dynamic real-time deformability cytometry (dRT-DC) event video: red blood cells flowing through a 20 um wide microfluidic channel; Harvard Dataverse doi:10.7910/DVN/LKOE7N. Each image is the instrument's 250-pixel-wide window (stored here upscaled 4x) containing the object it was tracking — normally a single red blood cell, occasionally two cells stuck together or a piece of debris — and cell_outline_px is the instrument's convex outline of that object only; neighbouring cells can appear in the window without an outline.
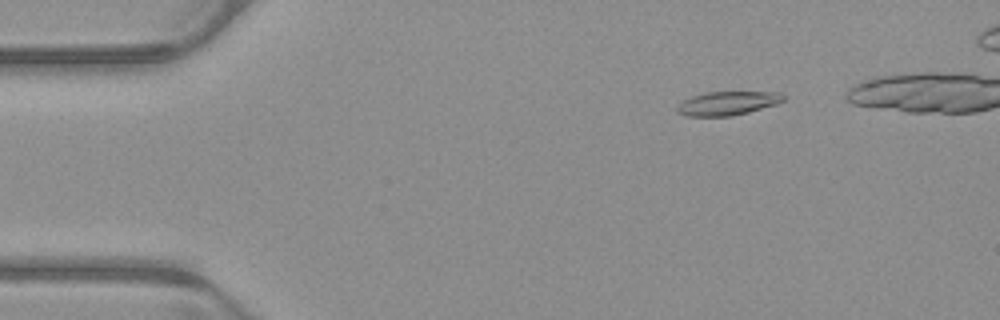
{"species": "common noctule bat (a hibernating species)", "species_latin": "Nyctalus noctula", "temperature_condition": "warm", "stored_images_in_passage": 43, "camera_frame_rate_fps": 3000, "um_per_image_px": 0.085, "animal": {"sex": "male", "body_mass_g": 23.1, "forearm_length_mm": 52.7}, "frame": {"image": 1, "passage_image": 5, "time_ms": 1.333, "image_size_px": [1000, 320], "cell_outline_px": [[784, 100], [776, 104], [748, 112], [732, 116], [688, 116], [676, 112], [676, 108], [684, 100], [692, 96], [704, 92], [780, 92], [784, 96]], "centroid_in_image_um": [61.83, 8.78], "position_along_channel_um": 23.2, "area_um2": 14.62}}
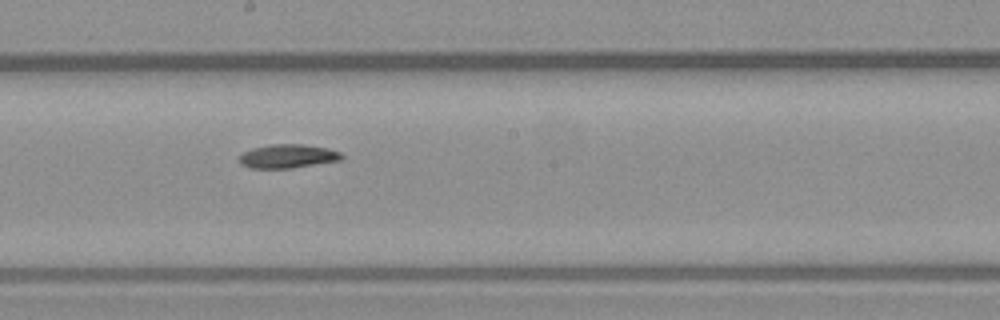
{"frame": {"image": 2, "passage_image": 26, "time_ms": 8.333, "image_size_px": [1000, 320], "cell_outline_px": [[344, 156], [340, 160], [292, 168], [248, 168], [240, 164], [240, 156], [244, 152], [252, 148], [268, 144], [304, 144], [328, 148], [340, 152]], "centroid_in_image_um": [24.45, 13.27], "position_along_channel_um": 223.7, "area_um2": 14.22}}
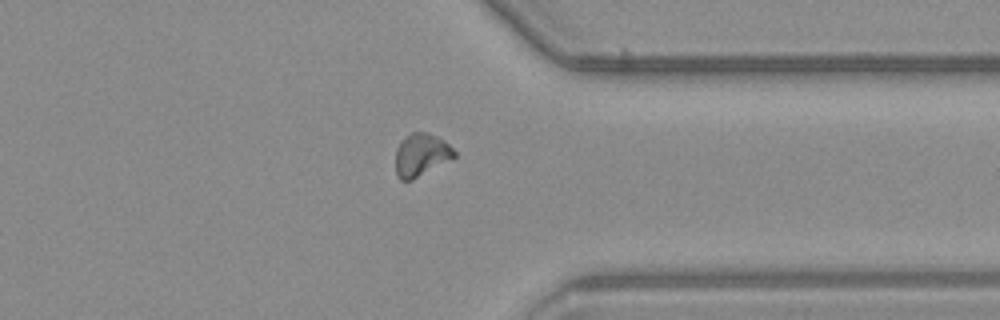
{"frame": {"image": 3, "passage_image": 38, "time_ms": 12.333, "image_size_px": [1000, 320], "cell_outline_px": [[456, 156], [412, 180], [400, 180], [396, 176], [396, 148], [400, 140], [412, 132], [428, 132], [444, 140], [456, 152]], "centroid_in_image_um": [35.77, 13.15], "position_along_channel_um": 375.6, "area_um2": 14.57}, "authors_computed_cell_mechanics": {"area_um2": 14.5078, "velocity_mm_per_s": 3.9354, "shape_relaxation_time_tau1_ms": 8.8154, "shape_relaxation_time_tau2_ms": null, "deformation_change_tau1": 0.2058, "deformation_change_tau2": null}}